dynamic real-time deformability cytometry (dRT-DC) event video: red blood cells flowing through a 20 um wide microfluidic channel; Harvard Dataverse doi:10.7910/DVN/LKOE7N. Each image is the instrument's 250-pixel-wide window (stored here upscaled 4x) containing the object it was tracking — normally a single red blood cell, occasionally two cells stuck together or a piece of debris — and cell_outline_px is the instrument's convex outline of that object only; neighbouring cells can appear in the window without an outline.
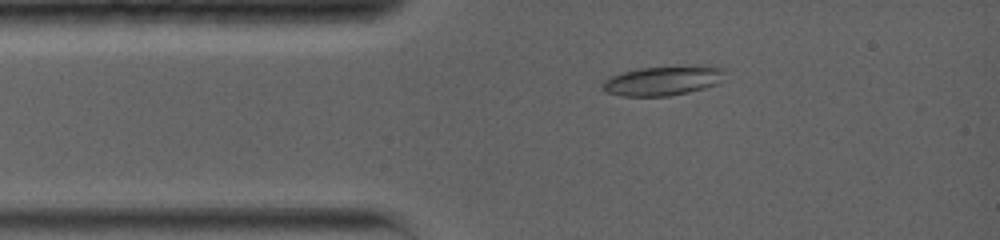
{"species": "common noctule bat (a hibernating species)", "species_latin": "Nyctalus noctula", "temperature_condition": "warm", "stored_images_in_passage": 7, "camera_frame_rate_fps": 5000, "um_per_image_px": 0.085, "animal": {"sex": "female", "body_mass_g": 19.0, "forearm_length_mm": 56.7}, "frame": {"image": 1, "passage_image": 5, "time_ms": 2.0, "image_size_px": [1000, 240], "cell_outline_px": [[724, 80], [716, 84], [704, 88], [688, 92], [668, 96], [620, 96], [604, 92], [600, 88], [600, 84], [604, 80], [612, 76], [624, 72], [640, 68], [704, 64], [724, 68]], "centroid_in_image_um": [56.36, 6.85], "position_along_channel_um": 28.6, "area_um2": 21.5}}
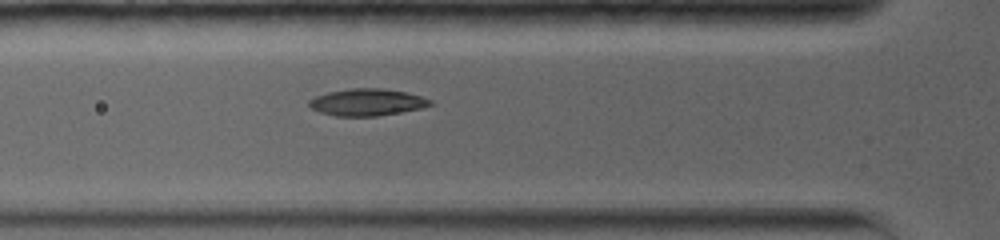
{"frame": {"image": 2, "passage_image": 7, "time_ms": 4.2, "image_size_px": [1000, 240], "cell_outline_px": [[436, 104], [420, 108], [376, 116], [336, 116], [320, 112], [312, 108], [308, 104], [308, 100], [316, 96], [328, 92], [352, 88], [380, 88], [404, 92], [420, 96], [432, 100]], "centroid_in_image_um": [31.19, 8.69], "position_along_channel_um": 94.6, "area_um2": 18.84}}